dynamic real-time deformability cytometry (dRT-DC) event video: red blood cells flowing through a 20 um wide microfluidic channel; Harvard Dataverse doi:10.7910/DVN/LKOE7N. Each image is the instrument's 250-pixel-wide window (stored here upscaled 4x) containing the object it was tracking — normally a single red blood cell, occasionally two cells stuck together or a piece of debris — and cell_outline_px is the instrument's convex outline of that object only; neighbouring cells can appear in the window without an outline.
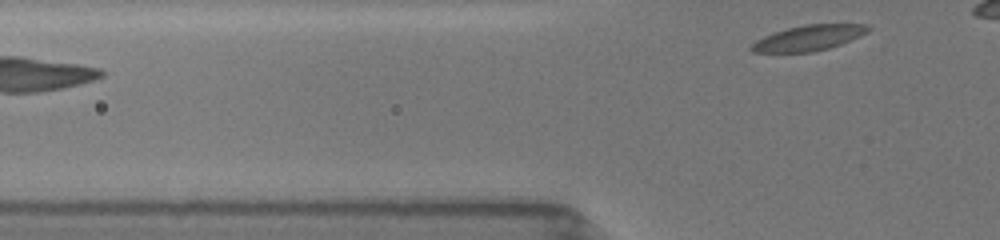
{"species": "common noctule bat (a hibernating species)", "species_latin": "Nyctalus noctula", "temperature_condition": "room temperature", "stored_images_in_passage": 4, "camera_frame_rate_fps": 3000, "um_per_image_px": 0.085, "animal": {"sex": "female", "body_mass_g": 19.5, "forearm_length_mm": 54.1}, "frame": {"image": 1, "passage_image": 4, "time_ms": 2.0, "image_size_px": [1000, 240], "cell_outline_px": [[872, 28], [868, 32], [860, 36], [840, 44], [828, 48], [812, 52], [752, 52], [748, 48], [756, 40], [772, 32], [804, 24], [868, 24]], "centroid_in_image_um": [68.73, 3.21], "position_along_channel_um": 57.1, "area_um2": 17.34}}